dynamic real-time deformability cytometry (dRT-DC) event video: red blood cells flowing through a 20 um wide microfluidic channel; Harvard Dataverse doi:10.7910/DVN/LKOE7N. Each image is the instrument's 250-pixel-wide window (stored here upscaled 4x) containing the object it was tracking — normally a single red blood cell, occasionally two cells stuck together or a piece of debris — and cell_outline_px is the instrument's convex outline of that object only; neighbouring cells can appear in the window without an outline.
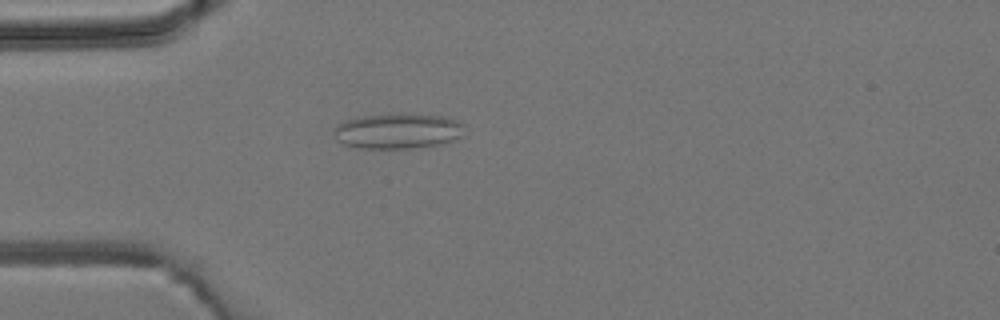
{"species": "common noctule bat (a hibernating species)", "species_latin": "Nyctalus noctula", "temperature_condition": "room temperature", "stored_images_in_passage": 5, "camera_frame_rate_fps": 3000, "um_per_image_px": 0.085, "animal": {"sex": "male", "body_mass_g": 19.2, "forearm_length_mm": 51.8}, "frame": {"image": 1, "passage_image": 5, "time_ms": 4.333, "image_size_px": [1000, 320], "cell_outline_px": [[464, 124], [460, 136], [452, 140], [440, 144], [408, 148], [360, 148], [344, 144], [336, 140], [332, 132], [336, 124], [344, 120], [364, 116], [444, 116], [456, 120]], "centroid_in_image_um": [33.74, 11.17], "position_along_channel_um": 51.3, "area_um2": 26.01}}